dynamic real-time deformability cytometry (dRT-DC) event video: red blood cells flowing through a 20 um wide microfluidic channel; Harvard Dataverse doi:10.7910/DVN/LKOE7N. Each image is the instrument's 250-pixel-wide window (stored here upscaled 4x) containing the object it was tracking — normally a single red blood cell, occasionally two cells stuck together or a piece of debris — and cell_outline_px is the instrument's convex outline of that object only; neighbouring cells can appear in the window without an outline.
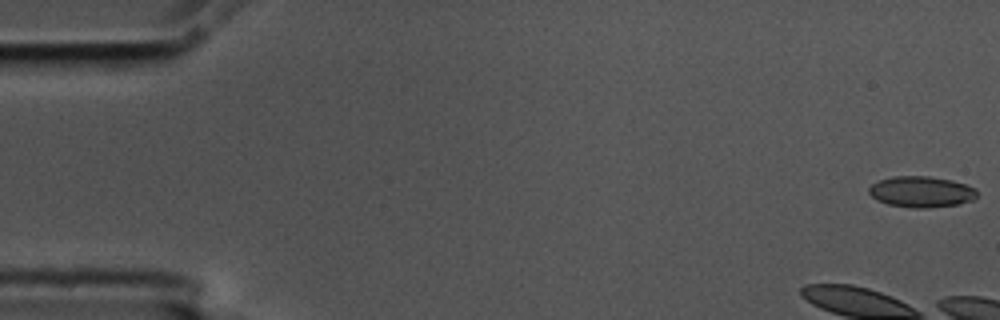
{"species": "common noctule bat (a hibernating species)", "species_latin": "Nyctalus noctula", "temperature_condition": "cold", "stored_images_in_passage": 3, "camera_frame_rate_fps": 3000, "um_per_image_px": 0.085, "animal": {"sex": "male", "body_mass_g": 17.5, "forearm_length_mm": 52.3}, "frame": {"image": 1, "passage_image": 1, "time_ms": 0.0, "image_size_px": [1000, 320], "cell_outline_px": [[976, 200], [960, 204], [928, 208], [912, 208], [888, 204], [876, 200], [868, 192], [868, 188], [872, 184], [880, 180], [892, 176], [928, 176], [952, 180], [976, 188]], "centroid_in_image_um": [78.32, 16.31], "position_along_channel_um": 6.7, "area_um2": 19.71}}